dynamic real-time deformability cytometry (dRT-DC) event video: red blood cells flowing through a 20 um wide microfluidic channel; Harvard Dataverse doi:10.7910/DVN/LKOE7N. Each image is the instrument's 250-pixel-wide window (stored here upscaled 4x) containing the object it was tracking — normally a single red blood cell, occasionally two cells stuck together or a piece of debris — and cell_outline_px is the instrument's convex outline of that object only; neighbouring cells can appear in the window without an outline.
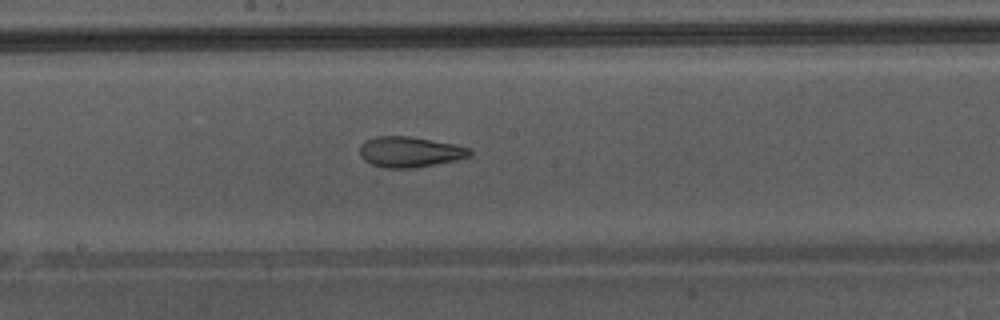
{"species": "Egyptian fruit bat (a non-hibernating species)", "species_latin": "Rousettus aegyptiacus", "temperature_condition": "warm", "stored_images_in_passage": 50, "camera_frame_rate_fps": 3000, "um_per_image_px": 0.085, "animal": {"sex": "male"}, "frame": {"image": 1, "passage_image": 29, "time_ms": 9.333, "image_size_px": [1000, 320], "cell_outline_px": [[472, 152], [468, 156], [456, 160], [416, 168], [384, 168], [372, 164], [364, 160], [360, 156], [360, 144], [364, 140], [376, 136], [412, 136], [456, 144], [468, 148]], "centroid_in_image_um": [34.8, 12.9], "position_along_channel_um": 213.4, "area_um2": 19.77}, "authors_computed_cell_mechanics": {"area_um2": 24.5361, "velocity_mm_per_s": 4.3766, "shape_relaxation_time_tau1_ms": null, "shape_relaxation_time_tau2_ms": 1.6499, "deformation_change_tau1": null, "deformation_change_tau2": 0.0954}}